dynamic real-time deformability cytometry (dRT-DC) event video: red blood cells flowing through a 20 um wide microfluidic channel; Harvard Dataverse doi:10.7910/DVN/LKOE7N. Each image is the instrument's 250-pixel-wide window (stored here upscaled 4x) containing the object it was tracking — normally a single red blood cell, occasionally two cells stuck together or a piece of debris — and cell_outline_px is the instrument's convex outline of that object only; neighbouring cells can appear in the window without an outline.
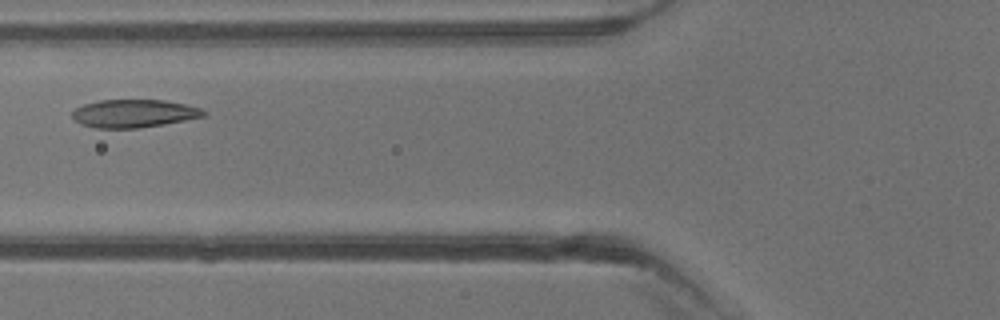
{"species": "common noctule bat (a hibernating species)", "species_latin": "Nyctalus noctula", "temperature_condition": "warm", "stored_images_in_passage": 2, "camera_frame_rate_fps": 3000, "um_per_image_px": 0.085, "animal": {"sex": "male", "body_mass_g": 13.3}, "frame": {"image": 1, "passage_image": 2, "time_ms": 1.333, "image_size_px": [1000, 320], "cell_outline_px": [[208, 112], [204, 116], [164, 124], [136, 128], [96, 128], [80, 124], [72, 116], [72, 112], [76, 108], [84, 104], [100, 100], [164, 100], [184, 104], [200, 108]], "centroid_in_image_um": [11.37, 9.64], "position_along_channel_um": 114.4, "area_um2": 21.27}}